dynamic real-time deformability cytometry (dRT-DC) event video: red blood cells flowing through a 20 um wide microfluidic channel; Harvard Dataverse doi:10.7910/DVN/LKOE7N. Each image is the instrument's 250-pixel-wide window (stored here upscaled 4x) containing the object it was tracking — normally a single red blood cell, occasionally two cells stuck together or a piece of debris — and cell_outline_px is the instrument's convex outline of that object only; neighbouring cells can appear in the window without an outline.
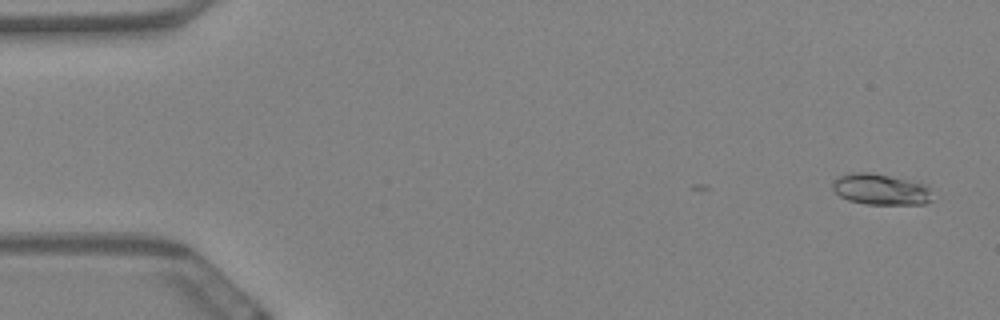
{"species": "Egyptian fruit bat (a non-hibernating species)", "species_latin": "Rousettus aegyptiacus", "temperature_condition": "warm", "stored_images_in_passage": 55, "camera_frame_rate_fps": 3000, "um_per_image_px": 0.085, "animal": {"sex": "female"}, "frame": {"image": 1, "passage_image": 3, "time_ms": 0.667, "image_size_px": [1000, 320], "cell_outline_px": [[932, 200], [924, 204], [864, 204], [848, 200], [840, 196], [832, 188], [832, 180], [840, 176], [852, 172], [872, 172], [924, 184], [928, 188]], "centroid_in_image_um": [74.81, 16.1], "position_along_channel_um": 10.2, "area_um2": 17.92}}
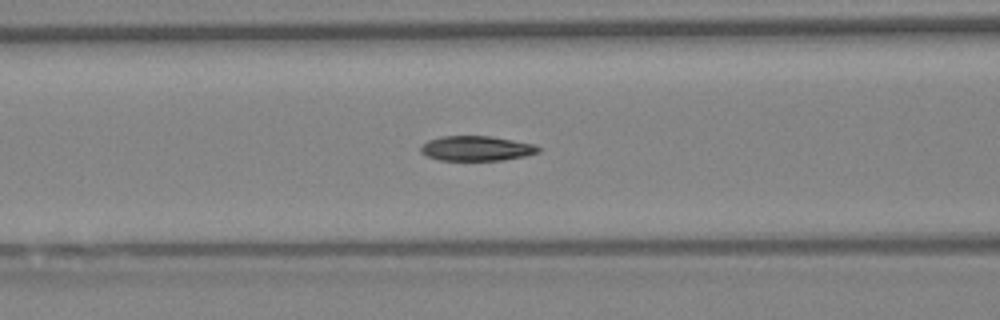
{"frame": {"image": 2, "passage_image": 25, "time_ms": 8.0, "image_size_px": [1000, 320], "cell_outline_px": [[540, 152], [524, 156], [504, 160], [440, 160], [428, 156], [420, 152], [420, 148], [428, 140], [440, 136], [492, 136], [536, 144], [540, 148]], "centroid_in_image_um": [40.53, 12.61], "position_along_channel_um": 126.1, "area_um2": 17.11}}
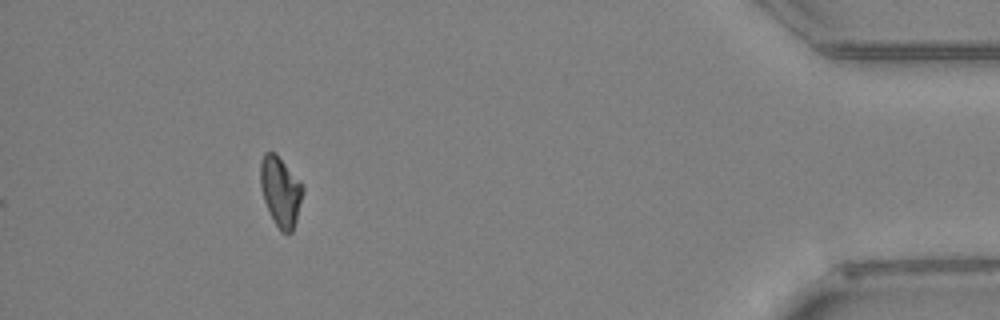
{"frame": {"image": 3, "passage_image": 55, "time_ms": 18.0, "image_size_px": [1000, 320], "cell_outline_px": [[304, 192], [296, 220], [292, 232], [284, 232], [276, 224], [264, 200], [260, 188], [260, 160], [264, 152], [276, 152], [300, 180], [304, 188]], "centroid_in_image_um": [23.85, 16.19], "position_along_channel_um": 411.4, "area_um2": 17.22}, "authors_computed_cell_mechanics": {"area_um2": 17.2244, "velocity_mm_per_s": 3.4393, "shape_relaxation_time_tau1_ms": null, "shape_relaxation_time_tau2_ms": 4.8305, "deformation_change_tau1": null, "deformation_change_tau2": 0.0753}}